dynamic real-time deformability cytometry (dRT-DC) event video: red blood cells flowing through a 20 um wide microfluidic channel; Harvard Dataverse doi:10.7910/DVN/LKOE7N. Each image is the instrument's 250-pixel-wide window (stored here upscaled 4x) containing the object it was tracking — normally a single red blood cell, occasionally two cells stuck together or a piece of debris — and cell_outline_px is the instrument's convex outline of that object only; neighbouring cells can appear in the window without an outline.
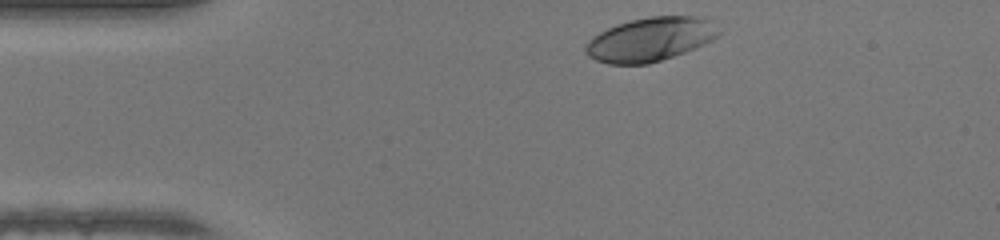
{"species": "human", "species_latin": "Homo sapiens", "temperature_condition": "warm", "stored_images_in_passage": 31, "camera_frame_rate_fps": 3000, "um_per_image_px": 0.085, "donor": {"sex": "female"}, "frame": {"image": 1, "passage_image": 1, "time_ms": 0.0, "image_size_px": [1000, 240], "cell_outline_px": [[724, 32], [712, 40], [704, 44], [684, 52], [648, 64], [608, 64], [596, 60], [588, 56], [584, 52], [584, 44], [592, 36], [616, 24], [632, 20], [652, 16], [696, 16], [708, 20]], "centroid_in_image_um": [55.25, 3.34], "position_along_channel_um": 29.7, "area_um2": 34.04}}
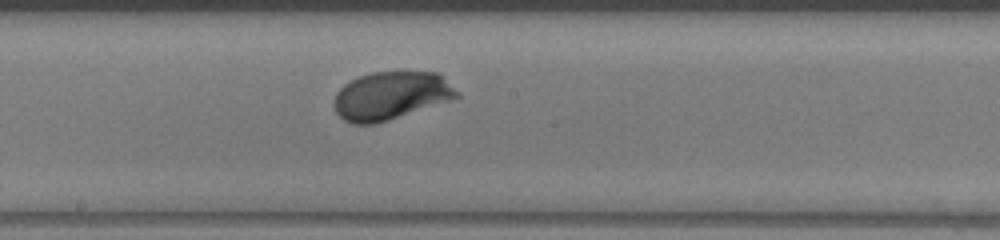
{"frame": {"image": 2, "passage_image": 18, "time_ms": 5.667, "image_size_px": [1000, 240], "cell_outline_px": [[460, 96], [452, 100], [376, 124], [352, 124], [344, 120], [336, 112], [336, 92], [344, 84], [360, 76], [372, 72], [440, 72]], "centroid_in_image_um": [33.24, 8.13], "position_along_channel_um": 215.0, "area_um2": 34.16}}
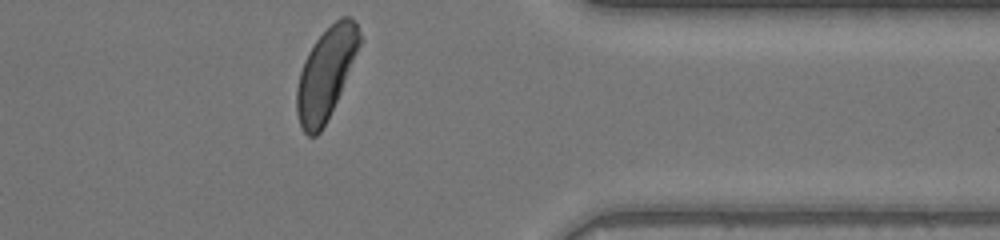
{"frame": {"image": 3, "passage_image": 31, "time_ms": 10.0, "image_size_px": [1000, 240], "cell_outline_px": [[364, 40], [340, 92], [320, 132], [316, 136], [308, 136], [304, 132], [300, 124], [296, 112], [296, 88], [300, 72], [304, 60], [308, 52], [316, 40], [340, 16], [352, 16]], "centroid_in_image_um": [27.72, 6.21], "position_along_channel_um": 383.7, "area_um2": 33.18}, "authors_computed_cell_mechanics": {"area_um2": 33.6974, "velocity_mm_per_s": 4.2406, "shape_relaxation_time_tau1_ms": 1.99, "shape_relaxation_time_tau2_ms": null, "deformation_change_tau1": 0.1415, "deformation_change_tau2": null}}